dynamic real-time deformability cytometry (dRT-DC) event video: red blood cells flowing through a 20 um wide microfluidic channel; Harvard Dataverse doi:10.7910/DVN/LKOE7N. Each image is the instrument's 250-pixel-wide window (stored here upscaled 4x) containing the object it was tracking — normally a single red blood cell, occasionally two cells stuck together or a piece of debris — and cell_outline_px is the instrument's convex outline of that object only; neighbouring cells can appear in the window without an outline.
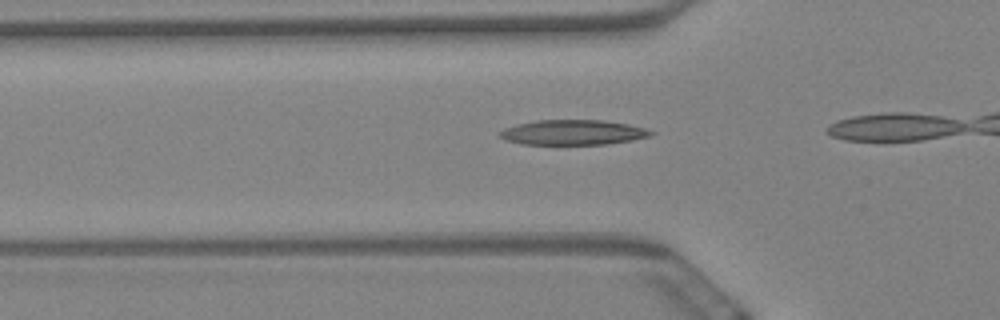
{"species": "Egyptian fruit bat (a non-hibernating species)", "species_latin": "Rousettus aegyptiacus", "temperature_condition": "warm", "stored_images_in_passage": 15, "camera_frame_rate_fps": 3000, "um_per_image_px": 0.085, "animal": {"sex": "female"}, "frame": {"image": 1, "passage_image": 9, "time_ms": 2.667, "image_size_px": [1000, 320], "cell_outline_px": [[656, 132], [648, 136], [632, 140], [608, 144], [520, 144], [504, 140], [496, 136], [504, 128], [516, 124], [536, 120], [604, 120], [628, 124], [644, 128]], "centroid_in_image_um": [48.64, 11.25], "position_along_channel_um": 77.2, "area_um2": 22.14}}
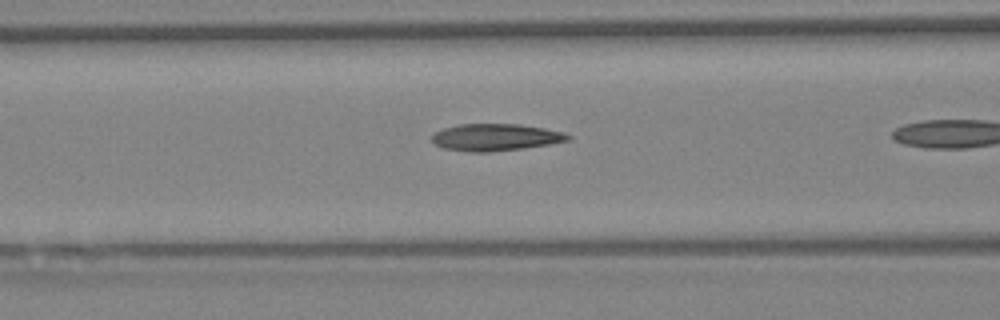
{"frame": {"image": 2, "passage_image": 13, "time_ms": 4.0, "image_size_px": [1000, 320], "cell_outline_px": [[572, 136], [568, 140], [548, 144], [524, 148], [488, 152], [468, 152], [444, 148], [436, 144], [432, 140], [432, 136], [436, 132], [444, 128], [460, 124], [520, 124], [544, 128], [564, 132]], "centroid_in_image_um": [42.13, 11.67], "position_along_channel_um": 124.5, "area_um2": 21.27}}